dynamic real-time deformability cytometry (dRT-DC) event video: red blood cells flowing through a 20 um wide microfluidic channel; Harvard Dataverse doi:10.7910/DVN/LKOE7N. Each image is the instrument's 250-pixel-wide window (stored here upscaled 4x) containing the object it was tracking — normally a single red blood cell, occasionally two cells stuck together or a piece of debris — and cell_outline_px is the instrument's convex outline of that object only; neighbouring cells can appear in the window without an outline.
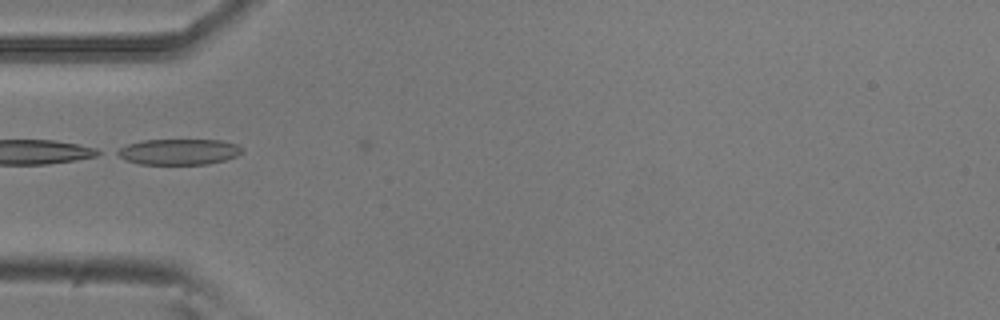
{"species": "common noctule bat (a hibernating species)", "species_latin": "Nyctalus noctula", "temperature_condition": "room temperature", "stored_images_in_passage": 3, "camera_frame_rate_fps": 3000, "um_per_image_px": 0.085, "animal": {"sex": "male", "body_mass_g": 20.5, "forearm_length_mm": 52.5}, "frame": {"image": 1, "passage_image": 2, "time_ms": 0.333, "image_size_px": [1000, 320], "cell_outline_px": [[244, 152], [236, 156], [224, 160], [208, 164], [140, 164], [124, 160], [112, 152], [128, 144], [144, 140], [220, 140], [236, 144], [244, 148]], "centroid_in_image_um": [15.18, 12.9], "position_along_channel_um": 69.8, "area_um2": 18.9}}